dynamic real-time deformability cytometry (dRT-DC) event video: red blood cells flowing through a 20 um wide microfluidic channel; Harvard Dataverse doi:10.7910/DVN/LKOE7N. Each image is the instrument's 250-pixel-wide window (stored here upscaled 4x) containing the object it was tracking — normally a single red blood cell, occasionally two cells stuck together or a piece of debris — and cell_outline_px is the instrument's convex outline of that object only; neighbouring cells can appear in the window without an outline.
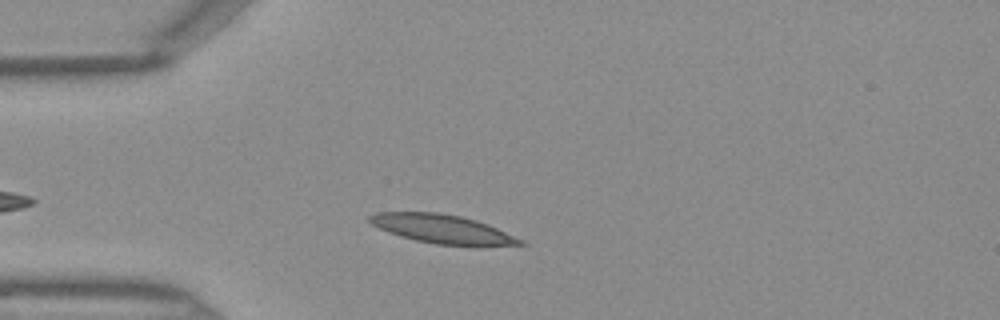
{"species": "Egyptian fruit bat (a non-hibernating species)", "species_latin": "Rousettus aegyptiacus", "temperature_condition": "warm", "stored_images_in_passage": 33, "camera_frame_rate_fps": 3000, "um_per_image_px": 0.085, "frame": {"image": 1, "passage_image": 6, "time_ms": 1.667, "image_size_px": [1000, 320], "cell_outline_px": [[528, 244], [436, 244], [416, 240], [400, 236], [388, 232], [372, 224], [368, 220], [368, 216], [376, 212], [436, 212], [460, 216], [476, 220], [488, 224], [524, 240]], "centroid_in_image_um": [37.53, 19.43], "position_along_channel_um": 47.5, "area_um2": 24.57}}
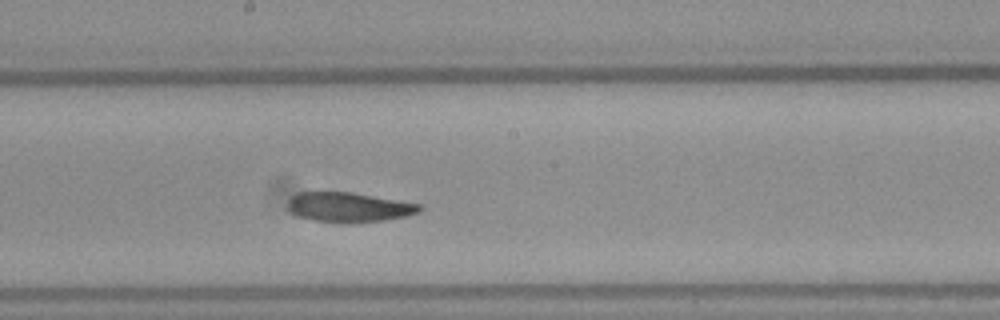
{"frame": {"image": 2, "passage_image": 19, "time_ms": 6.0, "image_size_px": [1000, 320], "cell_outline_px": [[424, 208], [420, 212], [408, 216], [384, 220], [348, 224], [312, 220], [300, 216], [292, 212], [288, 208], [288, 200], [296, 192], [352, 192], [420, 204]], "centroid_in_image_um": [29.68, 17.62], "position_along_channel_um": 218.5, "area_um2": 23.0}}
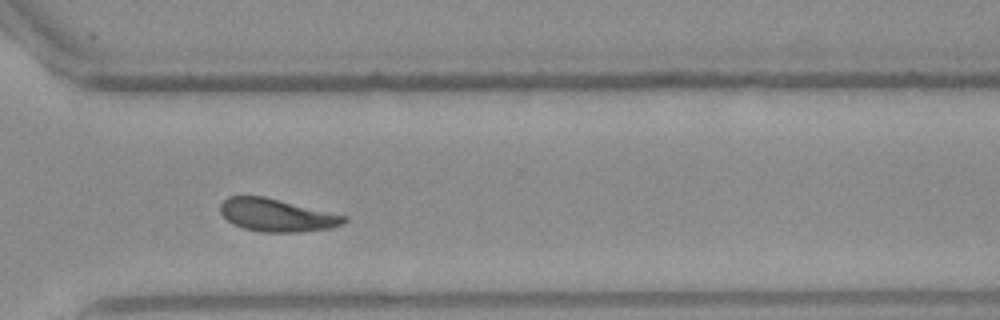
{"frame": {"image": 3, "passage_image": 28, "time_ms": 9.0, "image_size_px": [1000, 320], "cell_outline_px": [[348, 220], [344, 224], [332, 228], [300, 232], [260, 232], [244, 228], [232, 224], [220, 212], [220, 204], [228, 196], [264, 196], [348, 216]], "centroid_in_image_um": [23.55, 18.29], "position_along_channel_um": 347.0, "area_um2": 23.76}}